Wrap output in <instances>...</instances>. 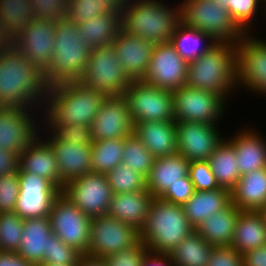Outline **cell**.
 Instances as JSON below:
<instances>
[{"label":"cell","instance_id":"obj_56","mask_svg":"<svg viewBox=\"0 0 266 266\" xmlns=\"http://www.w3.org/2000/svg\"><path fill=\"white\" fill-rule=\"evenodd\" d=\"M100 3V5L107 11L121 13L124 11L128 0H93Z\"/></svg>","mask_w":266,"mask_h":266},{"label":"cell","instance_id":"obj_9","mask_svg":"<svg viewBox=\"0 0 266 266\" xmlns=\"http://www.w3.org/2000/svg\"><path fill=\"white\" fill-rule=\"evenodd\" d=\"M133 123L174 121L173 91L143 80L131 81L123 94Z\"/></svg>","mask_w":266,"mask_h":266},{"label":"cell","instance_id":"obj_1","mask_svg":"<svg viewBox=\"0 0 266 266\" xmlns=\"http://www.w3.org/2000/svg\"><path fill=\"white\" fill-rule=\"evenodd\" d=\"M47 92L43 71L24 54L14 46L0 51V106L27 108L40 98L46 102Z\"/></svg>","mask_w":266,"mask_h":266},{"label":"cell","instance_id":"obj_36","mask_svg":"<svg viewBox=\"0 0 266 266\" xmlns=\"http://www.w3.org/2000/svg\"><path fill=\"white\" fill-rule=\"evenodd\" d=\"M203 40H210L211 43H208L206 46L203 45L202 47L204 48H202L200 45ZM170 43L176 52L185 61L190 63L206 53L216 41L205 32L190 28L183 22H180L170 38Z\"/></svg>","mask_w":266,"mask_h":266},{"label":"cell","instance_id":"obj_28","mask_svg":"<svg viewBox=\"0 0 266 266\" xmlns=\"http://www.w3.org/2000/svg\"><path fill=\"white\" fill-rule=\"evenodd\" d=\"M231 203V191L219 188L209 191H194L191 198L182 207L189 223L196 228L205 219L222 211Z\"/></svg>","mask_w":266,"mask_h":266},{"label":"cell","instance_id":"obj_14","mask_svg":"<svg viewBox=\"0 0 266 266\" xmlns=\"http://www.w3.org/2000/svg\"><path fill=\"white\" fill-rule=\"evenodd\" d=\"M62 192L90 218L107 215L113 195L106 175L95 172L69 181Z\"/></svg>","mask_w":266,"mask_h":266},{"label":"cell","instance_id":"obj_6","mask_svg":"<svg viewBox=\"0 0 266 266\" xmlns=\"http://www.w3.org/2000/svg\"><path fill=\"white\" fill-rule=\"evenodd\" d=\"M78 33V27L69 18L56 21L53 58L43 72L48 87L79 81L83 75L91 48L80 42Z\"/></svg>","mask_w":266,"mask_h":266},{"label":"cell","instance_id":"obj_59","mask_svg":"<svg viewBox=\"0 0 266 266\" xmlns=\"http://www.w3.org/2000/svg\"><path fill=\"white\" fill-rule=\"evenodd\" d=\"M215 3H218L220 6L227 8V0H214Z\"/></svg>","mask_w":266,"mask_h":266},{"label":"cell","instance_id":"obj_60","mask_svg":"<svg viewBox=\"0 0 266 266\" xmlns=\"http://www.w3.org/2000/svg\"><path fill=\"white\" fill-rule=\"evenodd\" d=\"M259 212L263 216V219H264V221L266 223V204L259 210Z\"/></svg>","mask_w":266,"mask_h":266},{"label":"cell","instance_id":"obj_16","mask_svg":"<svg viewBox=\"0 0 266 266\" xmlns=\"http://www.w3.org/2000/svg\"><path fill=\"white\" fill-rule=\"evenodd\" d=\"M56 22L34 18L13 40V46L41 71H45L53 58Z\"/></svg>","mask_w":266,"mask_h":266},{"label":"cell","instance_id":"obj_46","mask_svg":"<svg viewBox=\"0 0 266 266\" xmlns=\"http://www.w3.org/2000/svg\"><path fill=\"white\" fill-rule=\"evenodd\" d=\"M106 12L100 3L94 2L93 0H69L68 18L76 26L90 20L95 15Z\"/></svg>","mask_w":266,"mask_h":266},{"label":"cell","instance_id":"obj_52","mask_svg":"<svg viewBox=\"0 0 266 266\" xmlns=\"http://www.w3.org/2000/svg\"><path fill=\"white\" fill-rule=\"evenodd\" d=\"M19 154L0 148V176L18 171Z\"/></svg>","mask_w":266,"mask_h":266},{"label":"cell","instance_id":"obj_43","mask_svg":"<svg viewBox=\"0 0 266 266\" xmlns=\"http://www.w3.org/2000/svg\"><path fill=\"white\" fill-rule=\"evenodd\" d=\"M36 19L60 21L68 18L69 0H31Z\"/></svg>","mask_w":266,"mask_h":266},{"label":"cell","instance_id":"obj_31","mask_svg":"<svg viewBox=\"0 0 266 266\" xmlns=\"http://www.w3.org/2000/svg\"><path fill=\"white\" fill-rule=\"evenodd\" d=\"M77 27L78 39L91 49L112 45L120 31V13L109 11L95 15Z\"/></svg>","mask_w":266,"mask_h":266},{"label":"cell","instance_id":"obj_2","mask_svg":"<svg viewBox=\"0 0 266 266\" xmlns=\"http://www.w3.org/2000/svg\"><path fill=\"white\" fill-rule=\"evenodd\" d=\"M46 115L50 125H80L91 127L102 103L103 92L90 88L80 81L59 83L48 87ZM50 105V106H49Z\"/></svg>","mask_w":266,"mask_h":266},{"label":"cell","instance_id":"obj_49","mask_svg":"<svg viewBox=\"0 0 266 266\" xmlns=\"http://www.w3.org/2000/svg\"><path fill=\"white\" fill-rule=\"evenodd\" d=\"M53 133L71 144H92L91 128L80 125H50ZM53 126V128H52Z\"/></svg>","mask_w":266,"mask_h":266},{"label":"cell","instance_id":"obj_51","mask_svg":"<svg viewBox=\"0 0 266 266\" xmlns=\"http://www.w3.org/2000/svg\"><path fill=\"white\" fill-rule=\"evenodd\" d=\"M207 266H243L242 254L232 246H214Z\"/></svg>","mask_w":266,"mask_h":266},{"label":"cell","instance_id":"obj_21","mask_svg":"<svg viewBox=\"0 0 266 266\" xmlns=\"http://www.w3.org/2000/svg\"><path fill=\"white\" fill-rule=\"evenodd\" d=\"M112 45L129 80H143L150 66L155 43L120 30Z\"/></svg>","mask_w":266,"mask_h":266},{"label":"cell","instance_id":"obj_61","mask_svg":"<svg viewBox=\"0 0 266 266\" xmlns=\"http://www.w3.org/2000/svg\"><path fill=\"white\" fill-rule=\"evenodd\" d=\"M37 266H66V265H56V264H49V263H42V264H39Z\"/></svg>","mask_w":266,"mask_h":266},{"label":"cell","instance_id":"obj_37","mask_svg":"<svg viewBox=\"0 0 266 266\" xmlns=\"http://www.w3.org/2000/svg\"><path fill=\"white\" fill-rule=\"evenodd\" d=\"M34 18L31 0H0V19L12 40L17 38Z\"/></svg>","mask_w":266,"mask_h":266},{"label":"cell","instance_id":"obj_45","mask_svg":"<svg viewBox=\"0 0 266 266\" xmlns=\"http://www.w3.org/2000/svg\"><path fill=\"white\" fill-rule=\"evenodd\" d=\"M19 189L17 171L0 176V213L14 212Z\"/></svg>","mask_w":266,"mask_h":266},{"label":"cell","instance_id":"obj_50","mask_svg":"<svg viewBox=\"0 0 266 266\" xmlns=\"http://www.w3.org/2000/svg\"><path fill=\"white\" fill-rule=\"evenodd\" d=\"M193 193V184L188 175L171 185L160 198L177 205H183L191 198Z\"/></svg>","mask_w":266,"mask_h":266},{"label":"cell","instance_id":"obj_26","mask_svg":"<svg viewBox=\"0 0 266 266\" xmlns=\"http://www.w3.org/2000/svg\"><path fill=\"white\" fill-rule=\"evenodd\" d=\"M153 199L148 191L113 194L107 215L139 231L145 223Z\"/></svg>","mask_w":266,"mask_h":266},{"label":"cell","instance_id":"obj_4","mask_svg":"<svg viewBox=\"0 0 266 266\" xmlns=\"http://www.w3.org/2000/svg\"><path fill=\"white\" fill-rule=\"evenodd\" d=\"M187 85L216 93L225 100V94L237 85L235 43L216 42L206 53L188 65Z\"/></svg>","mask_w":266,"mask_h":266},{"label":"cell","instance_id":"obj_8","mask_svg":"<svg viewBox=\"0 0 266 266\" xmlns=\"http://www.w3.org/2000/svg\"><path fill=\"white\" fill-rule=\"evenodd\" d=\"M79 81L107 96H122L131 83L113 45L91 49L88 64Z\"/></svg>","mask_w":266,"mask_h":266},{"label":"cell","instance_id":"obj_39","mask_svg":"<svg viewBox=\"0 0 266 266\" xmlns=\"http://www.w3.org/2000/svg\"><path fill=\"white\" fill-rule=\"evenodd\" d=\"M154 158L135 134L125 138L122 162L130 169L147 178L152 169Z\"/></svg>","mask_w":266,"mask_h":266},{"label":"cell","instance_id":"obj_57","mask_svg":"<svg viewBox=\"0 0 266 266\" xmlns=\"http://www.w3.org/2000/svg\"><path fill=\"white\" fill-rule=\"evenodd\" d=\"M77 266H107V264L105 258L82 254L78 260Z\"/></svg>","mask_w":266,"mask_h":266},{"label":"cell","instance_id":"obj_48","mask_svg":"<svg viewBox=\"0 0 266 266\" xmlns=\"http://www.w3.org/2000/svg\"><path fill=\"white\" fill-rule=\"evenodd\" d=\"M148 248L139 240L134 246L105 258L107 266H140Z\"/></svg>","mask_w":266,"mask_h":266},{"label":"cell","instance_id":"obj_17","mask_svg":"<svg viewBox=\"0 0 266 266\" xmlns=\"http://www.w3.org/2000/svg\"><path fill=\"white\" fill-rule=\"evenodd\" d=\"M128 102L122 96H107L91 125L92 141L127 138L134 134Z\"/></svg>","mask_w":266,"mask_h":266},{"label":"cell","instance_id":"obj_23","mask_svg":"<svg viewBox=\"0 0 266 266\" xmlns=\"http://www.w3.org/2000/svg\"><path fill=\"white\" fill-rule=\"evenodd\" d=\"M134 125V134L155 158L178 153L176 121H150Z\"/></svg>","mask_w":266,"mask_h":266},{"label":"cell","instance_id":"obj_41","mask_svg":"<svg viewBox=\"0 0 266 266\" xmlns=\"http://www.w3.org/2000/svg\"><path fill=\"white\" fill-rule=\"evenodd\" d=\"M24 220L15 212L0 213V252H17Z\"/></svg>","mask_w":266,"mask_h":266},{"label":"cell","instance_id":"obj_5","mask_svg":"<svg viewBox=\"0 0 266 266\" xmlns=\"http://www.w3.org/2000/svg\"><path fill=\"white\" fill-rule=\"evenodd\" d=\"M128 0L120 13V30L147 41L157 43L170 42V38L181 22V5L174 10L165 7L160 1ZM169 9V10H168Z\"/></svg>","mask_w":266,"mask_h":266},{"label":"cell","instance_id":"obj_18","mask_svg":"<svg viewBox=\"0 0 266 266\" xmlns=\"http://www.w3.org/2000/svg\"><path fill=\"white\" fill-rule=\"evenodd\" d=\"M237 83L253 91L266 93V42L250 38L247 33L235 43Z\"/></svg>","mask_w":266,"mask_h":266},{"label":"cell","instance_id":"obj_15","mask_svg":"<svg viewBox=\"0 0 266 266\" xmlns=\"http://www.w3.org/2000/svg\"><path fill=\"white\" fill-rule=\"evenodd\" d=\"M188 65L170 42L157 43L143 81L156 88L174 91L186 85Z\"/></svg>","mask_w":266,"mask_h":266},{"label":"cell","instance_id":"obj_54","mask_svg":"<svg viewBox=\"0 0 266 266\" xmlns=\"http://www.w3.org/2000/svg\"><path fill=\"white\" fill-rule=\"evenodd\" d=\"M172 265L174 264L172 263L169 254H158V253L153 254L150 251H148L145 254L140 264V266H172Z\"/></svg>","mask_w":266,"mask_h":266},{"label":"cell","instance_id":"obj_38","mask_svg":"<svg viewBox=\"0 0 266 266\" xmlns=\"http://www.w3.org/2000/svg\"><path fill=\"white\" fill-rule=\"evenodd\" d=\"M125 138L92 141V172L106 175L122 163Z\"/></svg>","mask_w":266,"mask_h":266},{"label":"cell","instance_id":"obj_12","mask_svg":"<svg viewBox=\"0 0 266 266\" xmlns=\"http://www.w3.org/2000/svg\"><path fill=\"white\" fill-rule=\"evenodd\" d=\"M139 241V231L109 215L91 218L88 255L106 258L131 248Z\"/></svg>","mask_w":266,"mask_h":266},{"label":"cell","instance_id":"obj_24","mask_svg":"<svg viewBox=\"0 0 266 266\" xmlns=\"http://www.w3.org/2000/svg\"><path fill=\"white\" fill-rule=\"evenodd\" d=\"M49 217L25 219L17 254L28 263L39 265L48 252L49 236L52 234Z\"/></svg>","mask_w":266,"mask_h":266},{"label":"cell","instance_id":"obj_29","mask_svg":"<svg viewBox=\"0 0 266 266\" xmlns=\"http://www.w3.org/2000/svg\"><path fill=\"white\" fill-rule=\"evenodd\" d=\"M266 245V223L259 211L240 210L231 246L244 254Z\"/></svg>","mask_w":266,"mask_h":266},{"label":"cell","instance_id":"obj_40","mask_svg":"<svg viewBox=\"0 0 266 266\" xmlns=\"http://www.w3.org/2000/svg\"><path fill=\"white\" fill-rule=\"evenodd\" d=\"M106 177L113 194L147 191L146 178L123 162L108 172Z\"/></svg>","mask_w":266,"mask_h":266},{"label":"cell","instance_id":"obj_19","mask_svg":"<svg viewBox=\"0 0 266 266\" xmlns=\"http://www.w3.org/2000/svg\"><path fill=\"white\" fill-rule=\"evenodd\" d=\"M215 125L195 122H176L178 153L186 160L208 161L222 141Z\"/></svg>","mask_w":266,"mask_h":266},{"label":"cell","instance_id":"obj_22","mask_svg":"<svg viewBox=\"0 0 266 266\" xmlns=\"http://www.w3.org/2000/svg\"><path fill=\"white\" fill-rule=\"evenodd\" d=\"M46 141L52 148L60 174V190L75 178L92 172V144H71L60 140L54 133Z\"/></svg>","mask_w":266,"mask_h":266},{"label":"cell","instance_id":"obj_7","mask_svg":"<svg viewBox=\"0 0 266 266\" xmlns=\"http://www.w3.org/2000/svg\"><path fill=\"white\" fill-rule=\"evenodd\" d=\"M181 22L203 31L216 42L236 43L244 32L232 19L227 8L214 0H187L181 5Z\"/></svg>","mask_w":266,"mask_h":266},{"label":"cell","instance_id":"obj_58","mask_svg":"<svg viewBox=\"0 0 266 266\" xmlns=\"http://www.w3.org/2000/svg\"><path fill=\"white\" fill-rule=\"evenodd\" d=\"M13 46V40L9 37L3 21L0 19V51L9 49Z\"/></svg>","mask_w":266,"mask_h":266},{"label":"cell","instance_id":"obj_32","mask_svg":"<svg viewBox=\"0 0 266 266\" xmlns=\"http://www.w3.org/2000/svg\"><path fill=\"white\" fill-rule=\"evenodd\" d=\"M239 212L240 209L231 203L201 222L195 231L213 246H231Z\"/></svg>","mask_w":266,"mask_h":266},{"label":"cell","instance_id":"obj_30","mask_svg":"<svg viewBox=\"0 0 266 266\" xmlns=\"http://www.w3.org/2000/svg\"><path fill=\"white\" fill-rule=\"evenodd\" d=\"M231 197L238 209L259 211L266 204V167L241 175Z\"/></svg>","mask_w":266,"mask_h":266},{"label":"cell","instance_id":"obj_11","mask_svg":"<svg viewBox=\"0 0 266 266\" xmlns=\"http://www.w3.org/2000/svg\"><path fill=\"white\" fill-rule=\"evenodd\" d=\"M224 102L216 93L183 85L173 91L174 121L215 125L223 113Z\"/></svg>","mask_w":266,"mask_h":266},{"label":"cell","instance_id":"obj_10","mask_svg":"<svg viewBox=\"0 0 266 266\" xmlns=\"http://www.w3.org/2000/svg\"><path fill=\"white\" fill-rule=\"evenodd\" d=\"M49 219L52 232L61 241L81 254H87L91 218L77 208L62 191L54 200Z\"/></svg>","mask_w":266,"mask_h":266},{"label":"cell","instance_id":"obj_20","mask_svg":"<svg viewBox=\"0 0 266 266\" xmlns=\"http://www.w3.org/2000/svg\"><path fill=\"white\" fill-rule=\"evenodd\" d=\"M26 108L0 106V148L20 154L38 136Z\"/></svg>","mask_w":266,"mask_h":266},{"label":"cell","instance_id":"obj_34","mask_svg":"<svg viewBox=\"0 0 266 266\" xmlns=\"http://www.w3.org/2000/svg\"><path fill=\"white\" fill-rule=\"evenodd\" d=\"M208 161L219 187L232 191L241 176L232 143L222 139Z\"/></svg>","mask_w":266,"mask_h":266},{"label":"cell","instance_id":"obj_13","mask_svg":"<svg viewBox=\"0 0 266 266\" xmlns=\"http://www.w3.org/2000/svg\"><path fill=\"white\" fill-rule=\"evenodd\" d=\"M17 173L20 189L14 212L23 220L49 217L61 190L42 176L25 173L20 168Z\"/></svg>","mask_w":266,"mask_h":266},{"label":"cell","instance_id":"obj_27","mask_svg":"<svg viewBox=\"0 0 266 266\" xmlns=\"http://www.w3.org/2000/svg\"><path fill=\"white\" fill-rule=\"evenodd\" d=\"M38 137L19 154V168L50 180L60 189V174L55 154L46 142Z\"/></svg>","mask_w":266,"mask_h":266},{"label":"cell","instance_id":"obj_53","mask_svg":"<svg viewBox=\"0 0 266 266\" xmlns=\"http://www.w3.org/2000/svg\"><path fill=\"white\" fill-rule=\"evenodd\" d=\"M243 266H266V245L242 254Z\"/></svg>","mask_w":266,"mask_h":266},{"label":"cell","instance_id":"obj_25","mask_svg":"<svg viewBox=\"0 0 266 266\" xmlns=\"http://www.w3.org/2000/svg\"><path fill=\"white\" fill-rule=\"evenodd\" d=\"M189 161L181 154L154 158L150 174L146 178V189L153 197H161L167 189L188 176Z\"/></svg>","mask_w":266,"mask_h":266},{"label":"cell","instance_id":"obj_44","mask_svg":"<svg viewBox=\"0 0 266 266\" xmlns=\"http://www.w3.org/2000/svg\"><path fill=\"white\" fill-rule=\"evenodd\" d=\"M190 180L194 191H209L219 189V185L211 170L209 161H191L189 163Z\"/></svg>","mask_w":266,"mask_h":266},{"label":"cell","instance_id":"obj_42","mask_svg":"<svg viewBox=\"0 0 266 266\" xmlns=\"http://www.w3.org/2000/svg\"><path fill=\"white\" fill-rule=\"evenodd\" d=\"M81 255L79 251L68 246L52 233L49 236L48 252L43 258V263L77 266Z\"/></svg>","mask_w":266,"mask_h":266},{"label":"cell","instance_id":"obj_33","mask_svg":"<svg viewBox=\"0 0 266 266\" xmlns=\"http://www.w3.org/2000/svg\"><path fill=\"white\" fill-rule=\"evenodd\" d=\"M244 132L230 139L236 151L240 175L266 167V143L257 132Z\"/></svg>","mask_w":266,"mask_h":266},{"label":"cell","instance_id":"obj_55","mask_svg":"<svg viewBox=\"0 0 266 266\" xmlns=\"http://www.w3.org/2000/svg\"><path fill=\"white\" fill-rule=\"evenodd\" d=\"M0 266H36L28 263L16 252H0Z\"/></svg>","mask_w":266,"mask_h":266},{"label":"cell","instance_id":"obj_35","mask_svg":"<svg viewBox=\"0 0 266 266\" xmlns=\"http://www.w3.org/2000/svg\"><path fill=\"white\" fill-rule=\"evenodd\" d=\"M213 247L194 231L185 237L169 256L173 266H207Z\"/></svg>","mask_w":266,"mask_h":266},{"label":"cell","instance_id":"obj_47","mask_svg":"<svg viewBox=\"0 0 266 266\" xmlns=\"http://www.w3.org/2000/svg\"><path fill=\"white\" fill-rule=\"evenodd\" d=\"M260 1L262 0H227L230 16L244 32H247V25L251 23Z\"/></svg>","mask_w":266,"mask_h":266},{"label":"cell","instance_id":"obj_3","mask_svg":"<svg viewBox=\"0 0 266 266\" xmlns=\"http://www.w3.org/2000/svg\"><path fill=\"white\" fill-rule=\"evenodd\" d=\"M194 231L182 205L154 197L145 223L139 230V240L152 253L169 254Z\"/></svg>","mask_w":266,"mask_h":266}]
</instances>
